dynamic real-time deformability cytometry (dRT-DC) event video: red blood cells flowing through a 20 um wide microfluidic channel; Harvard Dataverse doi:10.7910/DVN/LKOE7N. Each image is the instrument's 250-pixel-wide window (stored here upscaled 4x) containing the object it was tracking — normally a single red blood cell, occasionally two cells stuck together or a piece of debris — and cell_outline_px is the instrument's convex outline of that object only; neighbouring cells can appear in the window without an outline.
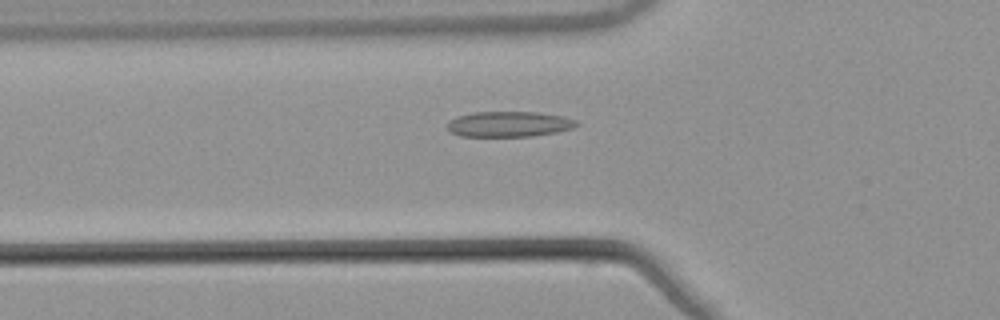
{"species": "common noctule bat (a hibernating species)", "species_latin": "Nyctalus noctula", "temperature_condition": "warm", "stored_images_in_passage": 39, "camera_frame_rate_fps": 3000, "um_per_image_px": 0.085, "animal": {"sex": "male", "body_mass_g": 21.5, "forearm_length_mm": 52.0}, "frame": {"image": 1, "passage_image": 5, "time_ms": 1.333, "image_size_px": [1000, 320], "cell_outline_px": [[580, 124], [572, 128], [556, 132], [532, 136], [460, 136], [448, 132], [444, 128], [448, 120], [456, 116], [472, 112], [536, 112], [564, 116], [576, 120]], "centroid_in_image_um": [43.19, 10.55], "position_along_channel_um": 82.6, "area_um2": 19.48}}
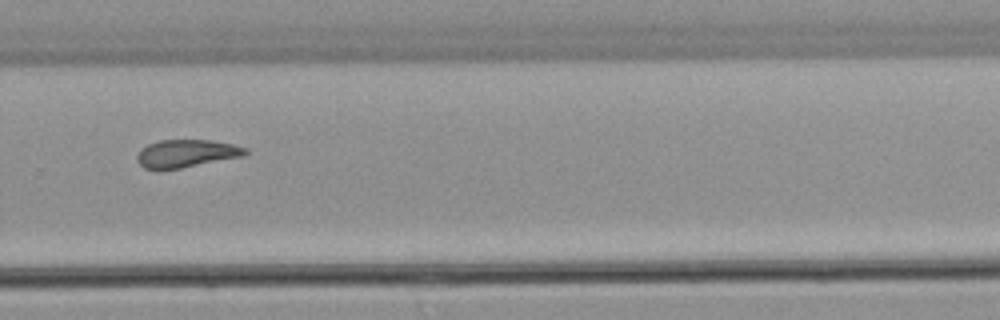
{"frame": {"image": 2, "passage_image": 23, "time_ms": 7.333, "image_size_px": [1000, 320], "cell_outline_px": [[248, 152], [244, 156], [180, 168], [156, 172], [144, 168], [136, 160], [136, 156], [140, 148], [148, 144], [160, 140], [212, 140], [232, 144], [248, 148]], "centroid_in_image_um": [15.79, 13.06], "position_along_channel_um": 314.0, "area_um2": 17.92}}
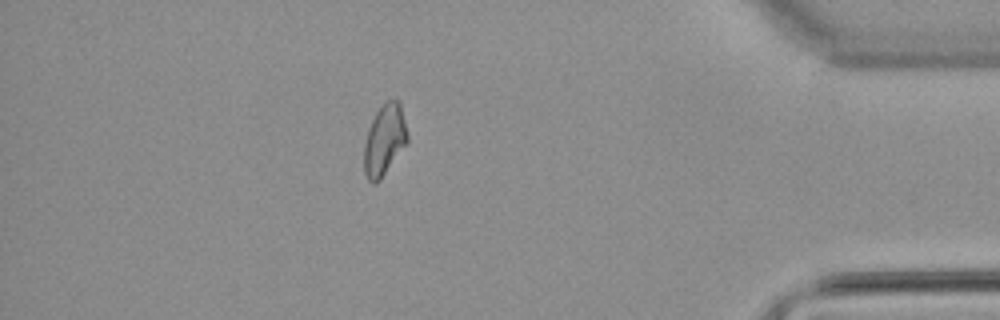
{"frame": {"image": 3, "passage_image": 33, "time_ms": 10.667, "image_size_px": [1000, 320], "cell_outline_px": [[408, 140], [380, 180], [376, 184], [372, 184], [368, 180], [364, 172], [364, 144], [368, 128], [376, 112], [384, 100], [400, 100], [408, 132]], "centroid_in_image_um": [32.67, 11.87], "position_along_channel_um": 402.5, "area_um2": 18.03}, "authors_computed_cell_mechanics": {"area_um2": 18.0336, "velocity_mm_per_s": 3.8533, "shape_relaxation_time_tau1_ms": null, "shape_relaxation_time_tau2_ms": 2.7439, "deformation_change_tau1": null, "deformation_change_tau2": 0.1024}}